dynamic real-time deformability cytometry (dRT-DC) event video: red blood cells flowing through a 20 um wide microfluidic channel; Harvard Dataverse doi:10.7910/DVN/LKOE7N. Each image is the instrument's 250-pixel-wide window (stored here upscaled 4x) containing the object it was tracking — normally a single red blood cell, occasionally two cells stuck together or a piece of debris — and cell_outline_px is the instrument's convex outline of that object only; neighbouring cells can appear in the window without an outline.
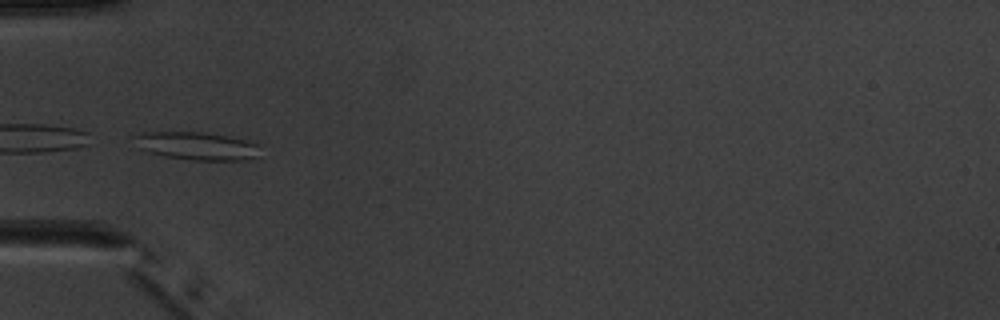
{"species": "common noctule bat (a hibernating species)", "species_latin": "Nyctalus noctula", "temperature_condition": "warm", "stored_images_in_passage": 8, "camera_frame_rate_fps": 3000, "um_per_image_px": 0.085, "animal": {"sex": "male", "body_mass_g": 20.1, "forearm_length_mm": 53.5}, "frame": {"image": 1, "passage_image": 5, "time_ms": 4.667, "image_size_px": [1000, 320], "cell_outline_px": [[260, 156], [248, 160], [192, 160], [164, 156], [148, 152], [140, 148], [132, 136], [144, 132], [200, 132], [228, 136], [248, 140], [256, 144]], "centroid_in_image_um": [16.74, 12.41], "position_along_channel_um": 68.3, "area_um2": 20.46}}
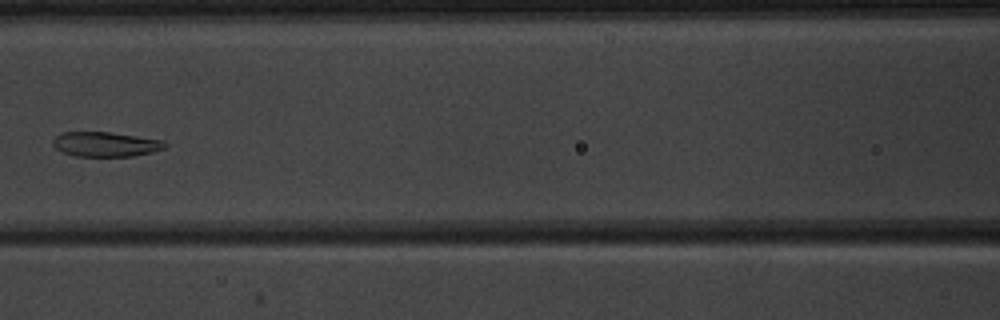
{"frame": {"image": 2, "passage_image": 7, "time_ms": 7.0, "image_size_px": [1000, 320], "cell_outline_px": [[168, 144], [164, 148], [152, 152], [132, 156], [76, 156], [60, 152], [52, 144], [52, 140], [60, 132], [108, 132], [164, 140]], "centroid_in_image_um": [8.95, 12.26], "position_along_channel_um": 157.7, "area_um2": 16.18}}
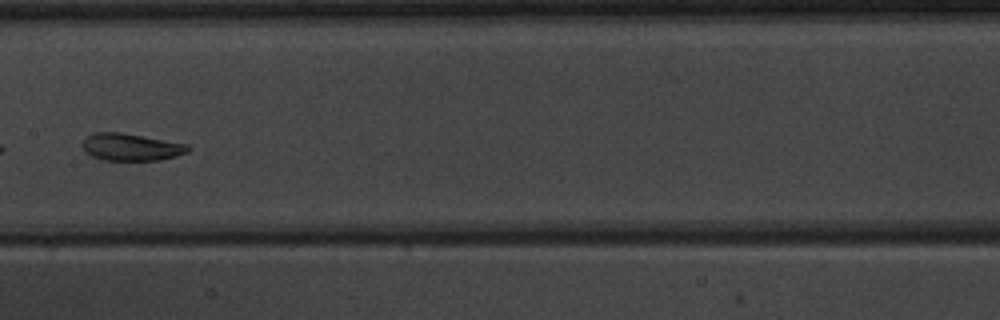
{"frame": {"image": 3, "passage_image": 8, "time_ms": 8.0, "image_size_px": [1000, 320], "cell_outline_px": [[192, 148], [188, 152], [176, 156], [160, 160], [104, 160], [92, 156], [84, 152], [80, 144], [84, 136], [92, 132], [124, 132], [188, 144]], "centroid_in_image_um": [11.1, 12.48], "position_along_channel_um": 196.3, "area_um2": 17.22}}